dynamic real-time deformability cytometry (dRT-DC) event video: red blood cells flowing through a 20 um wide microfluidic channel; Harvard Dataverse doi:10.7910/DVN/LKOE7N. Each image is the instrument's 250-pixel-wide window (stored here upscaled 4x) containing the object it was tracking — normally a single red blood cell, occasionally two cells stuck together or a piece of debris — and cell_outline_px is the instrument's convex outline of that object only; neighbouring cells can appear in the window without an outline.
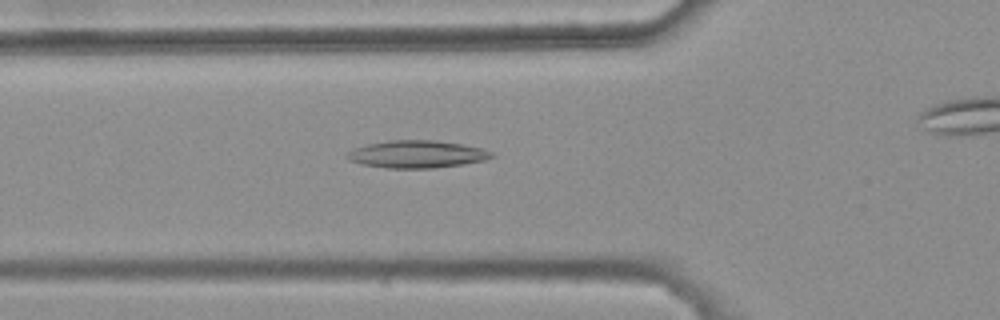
{"species": "common noctule bat (a hibernating species)", "species_latin": "Nyctalus noctula", "temperature_condition": "warm", "stored_images_in_passage": 41, "camera_frame_rate_fps": 3000, "um_per_image_px": 0.085, "animal": {"sex": "female", "body_mass_g": 25.1}, "frame": {"image": 1, "passage_image": 12, "time_ms": 3.667, "image_size_px": [1000, 320], "cell_outline_px": [[496, 156], [484, 160], [464, 164], [432, 168], [388, 168], [360, 164], [348, 160], [348, 152], [352, 148], [368, 144], [388, 140], [432, 140], [460, 144], [480, 148], [492, 152]], "centroid_in_image_um": [35.41, 13.11], "position_along_channel_um": 90.4, "area_um2": 23.0}}
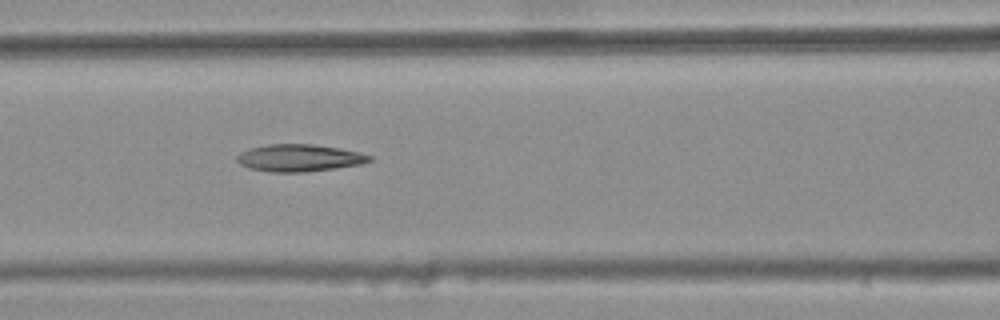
{"frame": {"image": 2, "passage_image": 16, "time_ms": 5.0, "image_size_px": [1000, 320], "cell_outline_px": [[372, 160], [360, 164], [336, 168], [304, 172], [272, 172], [248, 168], [240, 164], [236, 160], [236, 156], [240, 152], [252, 148], [268, 144], [312, 144], [340, 148], [360, 152], [372, 156]], "centroid_in_image_um": [25.44, 13.42], "position_along_channel_um": 141.2, "area_um2": 20.98}}
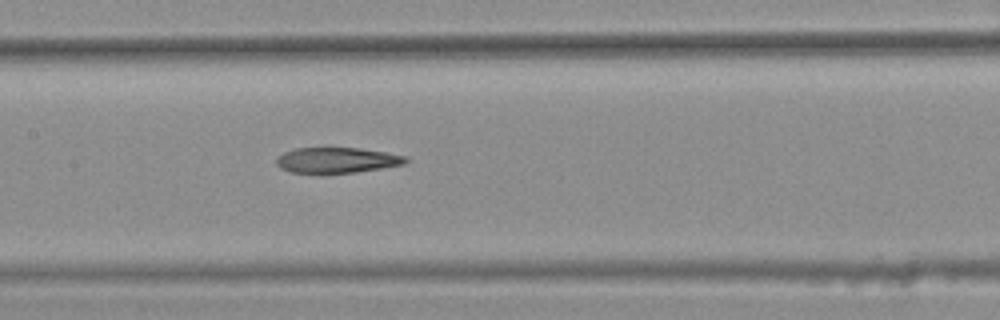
{"frame": {"image": 3, "passage_image": 19, "time_ms": 6.0, "image_size_px": [1000, 320], "cell_outline_px": [[408, 160], [404, 164], [356, 172], [288, 172], [280, 168], [276, 164], [276, 160], [284, 152], [296, 148], [324, 144], [328, 144], [360, 148], [408, 156]], "centroid_in_image_um": [28.6, 13.55], "position_along_channel_um": 178.8, "area_um2": 19.88}}